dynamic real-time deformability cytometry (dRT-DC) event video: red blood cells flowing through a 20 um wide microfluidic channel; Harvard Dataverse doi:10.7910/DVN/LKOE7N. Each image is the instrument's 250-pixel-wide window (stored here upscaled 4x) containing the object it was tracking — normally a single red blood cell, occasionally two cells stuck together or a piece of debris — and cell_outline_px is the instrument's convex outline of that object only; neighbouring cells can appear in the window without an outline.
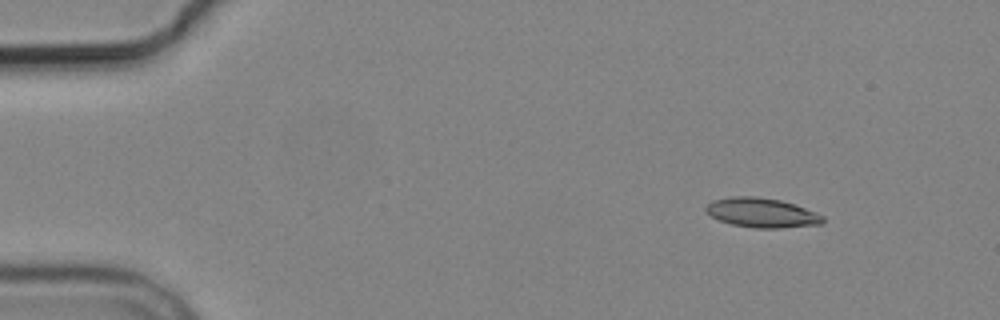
{"species": "common noctule bat (a hibernating species)", "species_latin": "Nyctalus noctula", "temperature_condition": "cold", "stored_images_in_passage": 4, "camera_frame_rate_fps": 3000, "um_per_image_px": 0.085, "animal": {"sex": "male", "body_mass_g": 19.2, "forearm_length_mm": 51.8}, "frame": {"image": 1, "passage_image": 2, "time_ms": 1.0, "image_size_px": [1000, 320], "cell_outline_px": [[824, 224], [780, 228], [752, 228], [732, 224], [720, 220], [712, 216], [704, 208], [712, 200], [732, 196], [756, 196], [780, 200], [804, 208], [824, 216]], "centroid_in_image_um": [64.75, 18.08], "position_along_channel_um": 20.2, "area_um2": 20.0}}